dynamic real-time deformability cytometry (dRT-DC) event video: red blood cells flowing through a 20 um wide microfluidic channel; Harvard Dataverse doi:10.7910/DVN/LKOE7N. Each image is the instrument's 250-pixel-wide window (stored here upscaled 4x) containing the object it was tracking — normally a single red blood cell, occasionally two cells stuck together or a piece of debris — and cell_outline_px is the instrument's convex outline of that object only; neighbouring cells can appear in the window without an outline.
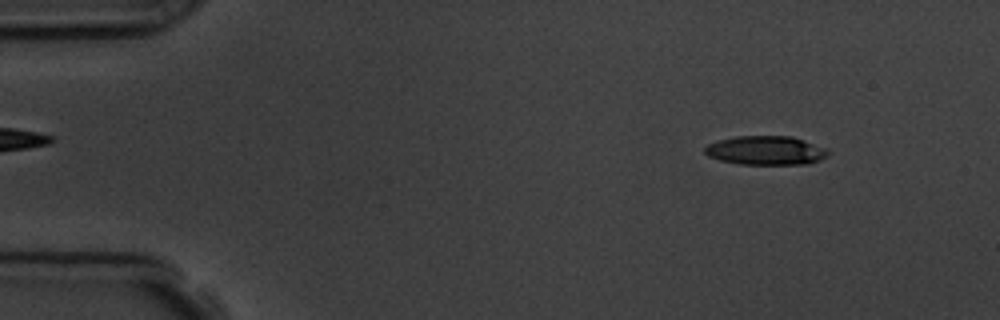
{"species": "common noctule bat (a hibernating species)", "species_latin": "Nyctalus noctula", "temperature_condition": "room temperature", "stored_images_in_passage": 4, "segment_of_instrument_passage": [1, 2], "camera_frame_rate_fps": 3000, "um_per_image_px": 0.085, "animal": {"sex": "male", "body_mass_g": 19.5, "forearm_length_mm": 54.6}, "frame": {"image": 1, "passage_image": 1, "time_ms": 0.0, "image_size_px": [1000, 320], "cell_outline_px": [[828, 156], [820, 160], [808, 164], [740, 164], [720, 160], [708, 156], [704, 152], [704, 148], [708, 144], [716, 140], [736, 136], [792, 136], [828, 148]], "centroid_in_image_um": [65.1, 12.78], "position_along_channel_um": 19.9, "area_um2": 20.98}}
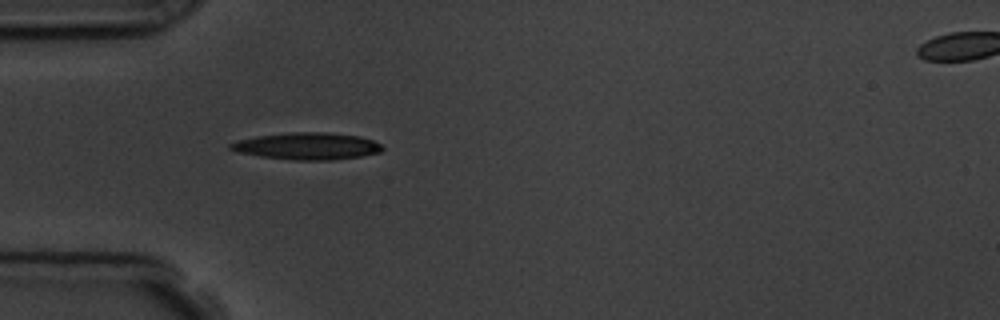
{"frame": {"image": 2, "passage_image": 3, "time_ms": 3.333, "image_size_px": [1000, 320], "cell_outline_px": [[384, 148], [380, 152], [360, 156], [332, 160], [292, 160], [260, 156], [236, 152], [228, 148], [228, 144], [236, 140], [256, 136], [292, 132], [328, 132], [360, 136], [372, 140], [380, 144]], "centroid_in_image_um": [26.07, 12.41], "position_along_channel_um": 58.9, "area_um2": 23.99}}